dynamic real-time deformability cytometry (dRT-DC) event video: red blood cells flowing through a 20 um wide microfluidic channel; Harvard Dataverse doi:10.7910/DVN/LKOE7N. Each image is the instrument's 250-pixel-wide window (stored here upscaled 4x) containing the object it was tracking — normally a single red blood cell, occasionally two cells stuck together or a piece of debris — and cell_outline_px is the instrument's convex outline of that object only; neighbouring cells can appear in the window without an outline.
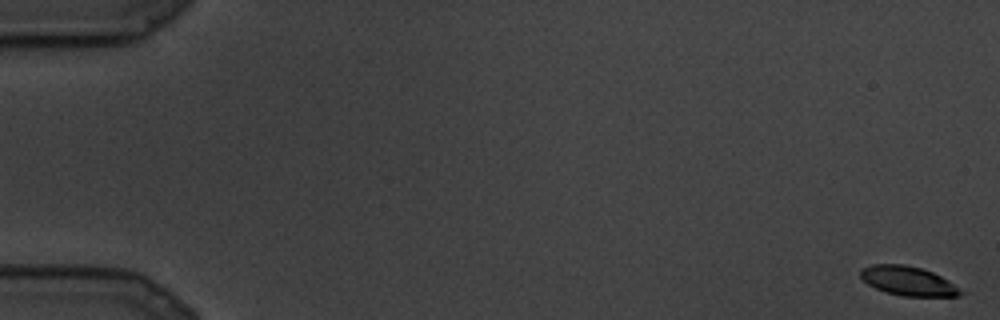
{"species": "common noctule bat (a hibernating species)", "species_latin": "Nyctalus noctula", "temperature_condition": "cold", "stored_images_in_passage": 8, "camera_frame_rate_fps": 3000, "um_per_image_px": 0.085, "animal": {"sex": "male", "body_mass_g": 19.5, "forearm_length_mm": 54.6}, "frame": {"image": 1, "passage_image": 1, "time_ms": 0.0, "image_size_px": [1000, 320], "cell_outline_px": [[964, 292], [960, 296], [900, 296], [876, 288], [868, 284], [860, 276], [860, 268], [872, 264], [904, 264], [920, 268], [932, 272], [948, 280]], "centroid_in_image_um": [77.17, 23.87], "position_along_channel_um": 7.8, "area_um2": 16.94}}
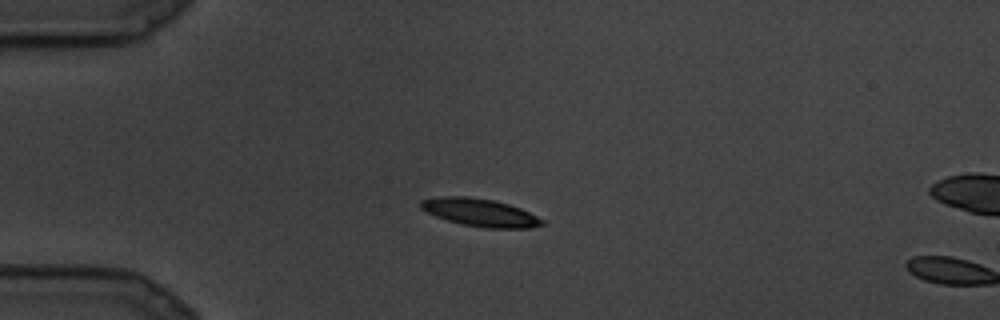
{"frame": {"image": 2, "passage_image": 7, "time_ms": 2.0, "image_size_px": [1000, 320], "cell_outline_px": [[544, 224], [532, 228], [484, 228], [460, 224], [436, 216], [420, 208], [420, 200], [440, 196], [468, 196], [492, 200], [508, 204], [520, 208], [544, 220]], "centroid_in_image_um": [40.8, 18.06], "position_along_channel_um": 44.2, "area_um2": 19.59}}